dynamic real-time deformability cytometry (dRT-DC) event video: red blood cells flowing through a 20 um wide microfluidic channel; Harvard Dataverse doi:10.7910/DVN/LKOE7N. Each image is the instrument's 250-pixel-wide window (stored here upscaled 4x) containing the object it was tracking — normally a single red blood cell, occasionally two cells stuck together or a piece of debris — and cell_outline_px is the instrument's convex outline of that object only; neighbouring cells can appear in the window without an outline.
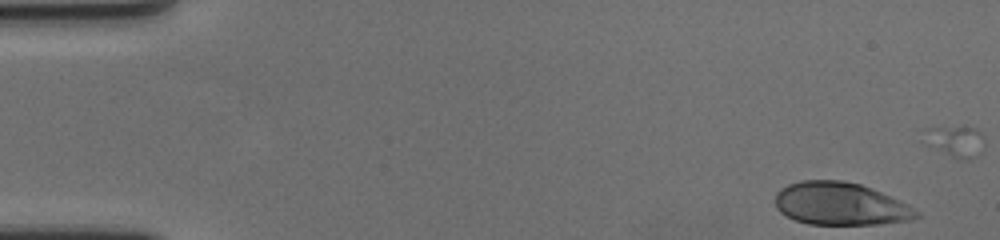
{"species": "human", "species_latin": "Homo sapiens", "temperature_condition": "cold", "stored_images_in_passage": 24, "camera_frame_rate_fps": 3000, "um_per_image_px": 0.085, "donor": {"sex": "female"}, "frame": {"image": 1, "passage_image": 1, "time_ms": 0.0, "image_size_px": [1000, 240], "cell_outline_px": [[920, 216], [912, 220], [876, 224], [808, 224], [796, 220], [780, 212], [776, 208], [776, 192], [780, 188], [788, 184], [800, 180], [844, 180], [860, 184], [872, 188], [900, 200], [908, 204], [920, 212]], "centroid_in_image_um": [71.45, 17.32], "position_along_channel_um": 13.6, "area_um2": 35.32}}
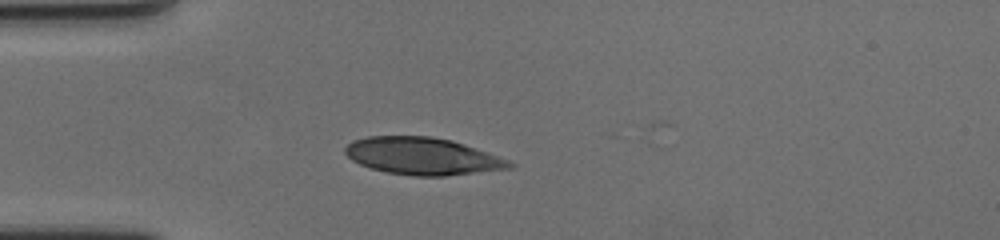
{"frame": {"image": 2, "passage_image": 14, "time_ms": 4.333, "image_size_px": [1000, 240], "cell_outline_px": [[516, 164], [512, 168], [444, 176], [412, 176], [388, 172], [372, 168], [360, 164], [352, 160], [344, 152], [344, 148], [352, 140], [368, 136], [432, 136], [452, 140], [476, 148], [508, 160]], "centroid_in_image_um": [35.9, 13.27], "position_along_channel_um": 49.1, "area_um2": 35.55}}
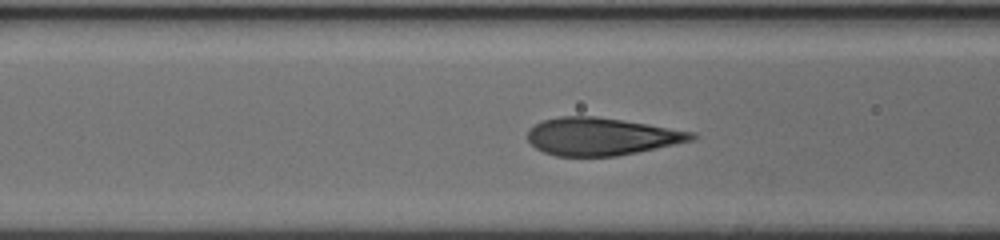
{"frame": {"image": 3, "passage_image": 21, "time_ms": 6.667, "image_size_px": [1000, 240], "cell_outline_px": [[700, 136], [696, 140], [616, 156], [556, 156], [544, 152], [536, 148], [528, 140], [528, 128], [544, 120], [560, 116], [596, 116], [624, 120], [696, 132]], "centroid_in_image_um": [51.16, 11.59], "position_along_channel_um": 115.4, "area_um2": 36.07}}